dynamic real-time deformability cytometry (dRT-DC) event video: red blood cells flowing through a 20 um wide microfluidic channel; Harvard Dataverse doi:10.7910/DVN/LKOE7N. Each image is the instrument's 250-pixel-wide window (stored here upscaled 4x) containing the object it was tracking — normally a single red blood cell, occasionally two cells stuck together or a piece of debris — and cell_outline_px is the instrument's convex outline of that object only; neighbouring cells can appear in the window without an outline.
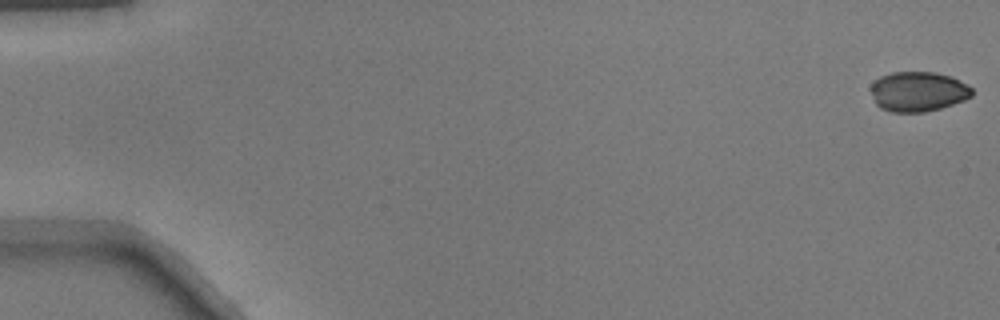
{"species": "common noctule bat (a hibernating species)", "species_latin": "Nyctalus noctula", "temperature_condition": "warm", "stored_images_in_passage": 51, "camera_frame_rate_fps": 3000, "um_per_image_px": 0.085, "animal": {"sex": "male", "body_mass_g": 17.9}, "frame": {"image": 1, "passage_image": 1, "time_ms": 0.0, "image_size_px": [1000, 320], "cell_outline_px": [[972, 96], [964, 100], [940, 108], [924, 112], [892, 112], [880, 108], [876, 104], [872, 92], [872, 84], [880, 76], [892, 72], [936, 72], [952, 76], [968, 84], [972, 88]], "centroid_in_image_um": [78.07, 7.77], "position_along_channel_um": 6.9, "area_um2": 23.52}}
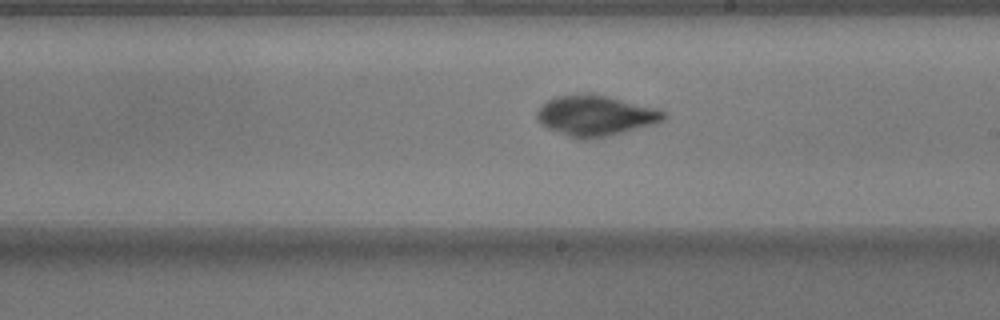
{"frame": {"image": 2, "passage_image": 30, "time_ms": 9.667, "image_size_px": [1000, 320], "cell_outline_px": [[668, 116], [664, 120], [656, 124], [608, 136], [580, 140], [568, 136], [548, 128], [540, 124], [536, 116], [536, 112], [548, 100], [556, 96], [604, 96], [660, 108], [668, 112]], "centroid_in_image_um": [50.69, 9.87], "position_along_channel_um": 238.3, "area_um2": 29.48}}
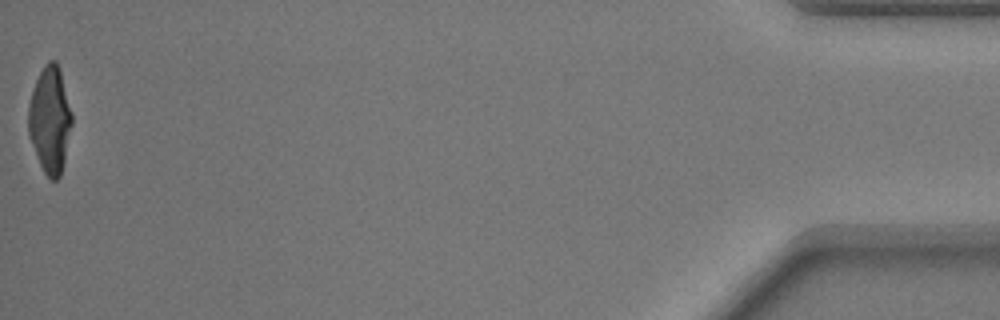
{"frame": {"image": 3, "passage_image": 51, "time_ms": 16.667, "image_size_px": [1000, 320], "cell_outline_px": [[72, 124], [64, 160], [60, 176], [56, 180], [52, 180], [44, 172], [36, 156], [28, 136], [28, 104], [32, 88], [44, 64], [48, 60], [56, 60], [60, 68], [72, 112]], "centroid_in_image_um": [4.23, 10.14], "position_along_channel_um": 431.0, "area_um2": 27.22}}